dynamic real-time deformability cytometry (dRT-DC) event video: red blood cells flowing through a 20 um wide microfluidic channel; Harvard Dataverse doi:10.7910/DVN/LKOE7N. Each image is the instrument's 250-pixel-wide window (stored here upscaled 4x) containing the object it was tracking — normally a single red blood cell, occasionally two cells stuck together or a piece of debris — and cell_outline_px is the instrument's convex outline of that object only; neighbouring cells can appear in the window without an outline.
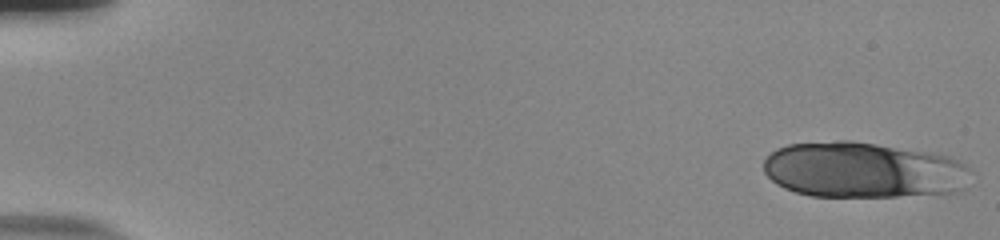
{"species": "human", "species_latin": "Homo sapiens", "temperature_condition": "room temperature", "stored_images_in_passage": 55, "camera_frame_rate_fps": 3000, "um_per_image_px": 0.085, "donor": {"sex": "male"}, "frame": {"image": 1, "passage_image": 1, "time_ms": 0.0, "image_size_px": [1000, 240], "cell_outline_px": [[968, 168], [964, 188], [956, 192], [896, 196], [812, 196], [796, 192], [784, 188], [776, 184], [764, 172], [764, 160], [776, 148], [788, 144], [836, 140], [852, 140], [932, 152], [948, 156], [964, 164]], "centroid_in_image_um": [73.32, 14.44], "position_along_channel_um": 11.7, "area_um2": 67.34}}
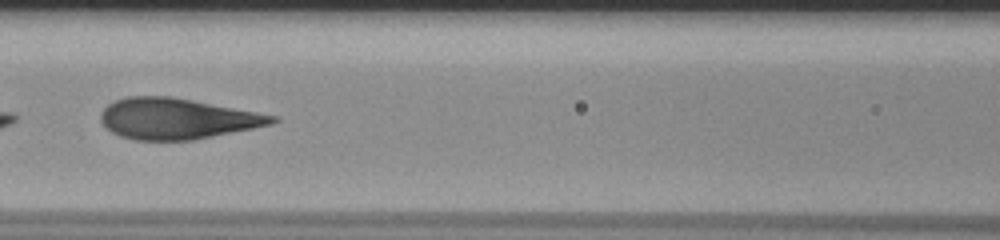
{"frame": {"image": 2, "passage_image": 26, "time_ms": 8.333, "image_size_px": [1000, 240], "cell_outline_px": [[280, 120], [272, 124], [192, 140], [136, 140], [120, 136], [104, 128], [100, 120], [100, 112], [108, 104], [116, 100], [128, 96], [168, 96], [192, 100], [280, 116]], "centroid_in_image_um": [15.02, 10.08], "position_along_channel_um": 151.6, "area_um2": 40.75}}
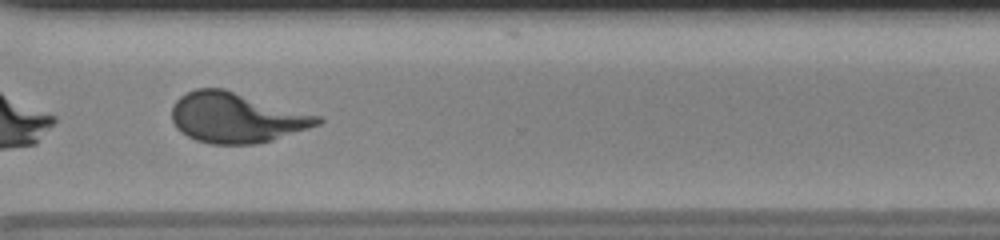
{"frame": {"image": 3, "passage_image": 42, "time_ms": 13.667, "image_size_px": [1000, 240], "cell_outline_px": [[324, 120], [320, 124], [272, 140], [256, 144], [212, 144], [196, 140], [180, 132], [176, 128], [172, 120], [172, 108], [176, 100], [180, 96], [196, 88], [224, 88], [320, 116]], "centroid_in_image_um": [20.07, 10.0], "position_along_channel_um": 350.5, "area_um2": 42.54}, "authors_computed_cell_mechanics": {"area_um2": 42.3674, "velocity_mm_per_s": 3.7362, "shape_relaxation_time_tau1_ms": 4.9991, "shape_relaxation_time_tau2_ms": null, "deformation_change_tau1": 0.1885, "deformation_change_tau2": null}}